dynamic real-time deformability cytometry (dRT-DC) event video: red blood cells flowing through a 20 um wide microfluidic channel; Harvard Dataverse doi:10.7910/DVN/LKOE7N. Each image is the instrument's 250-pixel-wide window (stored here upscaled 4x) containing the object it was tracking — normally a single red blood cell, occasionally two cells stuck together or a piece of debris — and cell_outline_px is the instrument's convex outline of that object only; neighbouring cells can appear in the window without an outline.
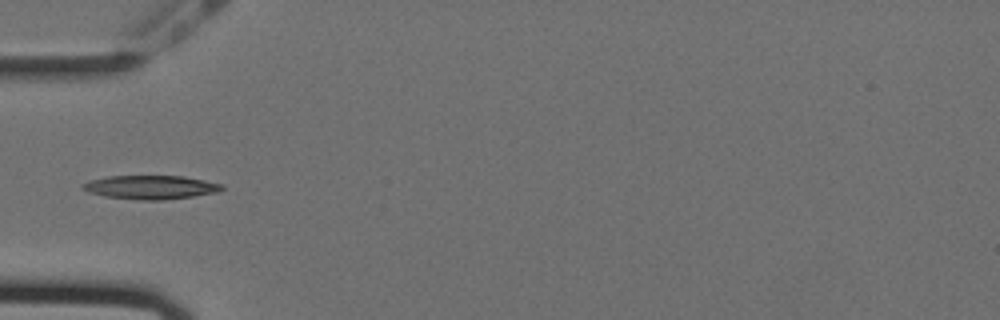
{"species": "Egyptian fruit bat (a non-hibernating species)", "species_latin": "Rousettus aegyptiacus", "temperature_condition": "cold", "stored_images_in_passage": 39, "camera_frame_rate_fps": 3000, "um_per_image_px": 0.085, "animal": {"sex": "female"}, "frame": {"image": 1, "passage_image": 1, "time_ms": 0.0, "image_size_px": [1000, 320], "cell_outline_px": [[224, 188], [220, 192], [164, 200], [136, 200], [104, 196], [88, 192], [80, 188], [80, 184], [92, 180], [108, 176], [184, 176], [224, 184]], "centroid_in_image_um": [12.81, 15.92], "position_along_channel_um": 72.2, "area_um2": 19.42}}
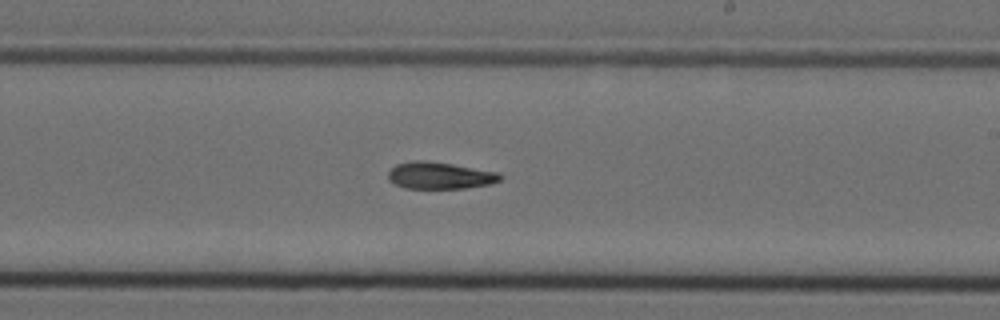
{"frame": {"image": 2, "passage_image": 16, "time_ms": 5.0, "image_size_px": [1000, 320], "cell_outline_px": [[504, 176], [500, 180], [492, 184], [464, 188], [404, 188], [388, 180], [388, 172], [396, 164], [412, 160], [424, 160], [452, 164], [500, 172]], "centroid_in_image_um": [37.41, 14.91], "position_along_channel_um": 251.6, "area_um2": 17.69}}
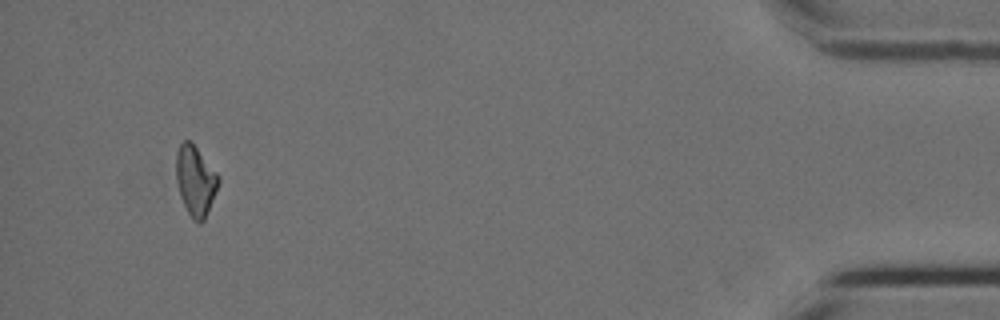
{"frame": {"image": 3, "passage_image": 36, "time_ms": 11.667, "image_size_px": [1000, 320], "cell_outline_px": [[220, 180], [204, 220], [200, 224], [192, 220], [180, 196], [176, 180], [176, 152], [180, 144], [184, 140], [188, 140], [196, 148], [216, 172]], "centroid_in_image_um": [16.59, 15.38], "position_along_channel_um": 418.6, "area_um2": 16.88}}